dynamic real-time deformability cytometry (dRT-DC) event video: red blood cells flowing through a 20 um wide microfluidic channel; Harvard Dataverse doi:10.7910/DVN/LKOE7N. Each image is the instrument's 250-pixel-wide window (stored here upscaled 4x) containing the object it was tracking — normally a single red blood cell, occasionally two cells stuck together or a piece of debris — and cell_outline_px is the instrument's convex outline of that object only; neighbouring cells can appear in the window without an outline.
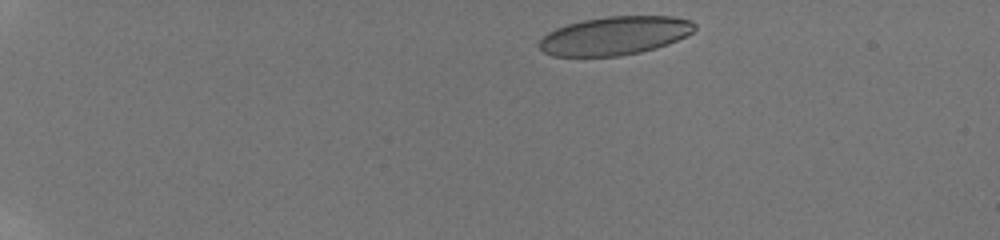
{"species": "human", "species_latin": "Homo sapiens", "temperature_condition": "room temperature", "stored_images_in_passage": 46, "camera_frame_rate_fps": 3000, "um_per_image_px": 0.085, "donor": {"sex": "male"}, "frame": {"image": 1, "passage_image": 2, "time_ms": 0.333, "image_size_px": [1000, 240], "cell_outline_px": [[696, 28], [692, 32], [668, 44], [656, 48], [640, 52], [620, 56], [552, 56], [544, 52], [540, 48], [540, 40], [548, 32], [556, 28], [568, 24], [584, 20], [608, 16], [672, 16], [692, 20], [696, 24]], "centroid_in_image_um": [52.28, 3.03], "position_along_channel_um": 32.7, "area_um2": 34.74}}
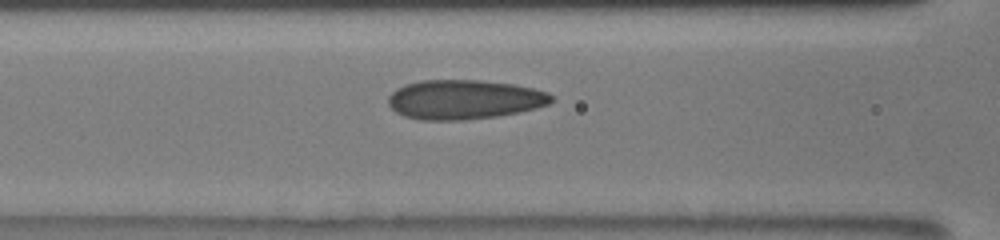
{"frame": {"image": 2, "passage_image": 18, "time_ms": 5.667, "image_size_px": [1000, 240], "cell_outline_px": [[552, 100], [548, 104], [536, 108], [496, 116], [464, 120], [420, 120], [404, 116], [396, 112], [388, 104], [388, 96], [396, 88], [404, 84], [420, 80], [480, 80], [512, 84], [532, 88], [548, 92], [552, 96]], "centroid_in_image_um": [39.41, 8.45], "position_along_channel_um": 127.2, "area_um2": 37.45}}
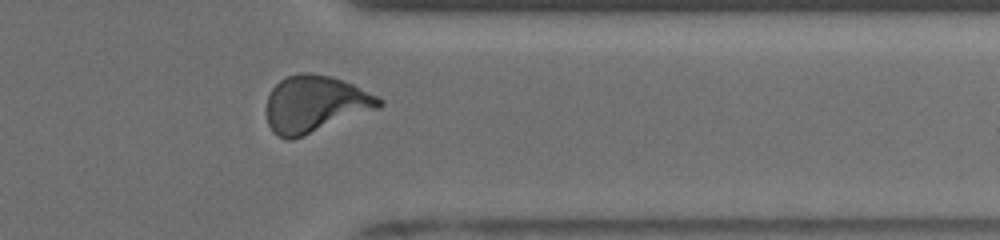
{"frame": {"image": 3, "passage_image": 38, "time_ms": 12.333, "image_size_px": [1000, 240], "cell_outline_px": [[384, 104], [380, 108], [304, 136], [292, 140], [288, 140], [276, 136], [272, 132], [268, 124], [268, 96], [272, 88], [280, 80], [288, 76], [300, 72], [312, 72], [344, 80], [380, 96], [384, 100]], "centroid_in_image_um": [26.82, 8.85], "position_along_channel_um": 384.6, "area_um2": 37.63}, "authors_computed_cell_mechanics": {"area_um2": 36.0383, "velocity_mm_per_s": 3.8717, "shape_relaxation_time_tau1_ms": 7.4246, "shape_relaxation_time_tau2_ms": 0.7565, "deformation_change_tau1": 0.2, "deformation_change_tau2": 0.0619}}